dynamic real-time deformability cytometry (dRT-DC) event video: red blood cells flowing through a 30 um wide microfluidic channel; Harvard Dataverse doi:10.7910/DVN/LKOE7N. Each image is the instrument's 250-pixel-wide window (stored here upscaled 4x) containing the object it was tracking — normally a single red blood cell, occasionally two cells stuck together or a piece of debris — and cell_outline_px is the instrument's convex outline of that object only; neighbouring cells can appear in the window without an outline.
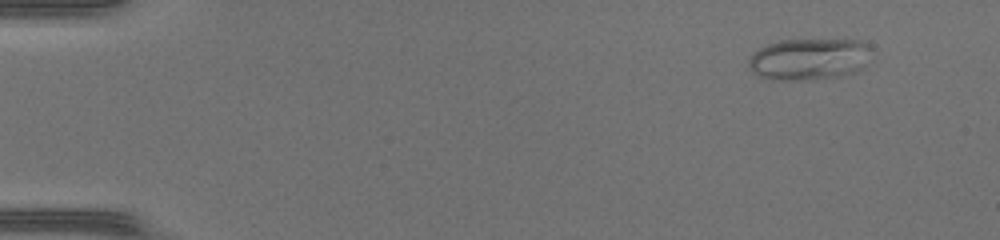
{"species": "common noctule bat (a hibernating species)", "species_latin": "Nyctalus noctula", "temperature_condition": "warm", "stored_images_in_passage": 8, "camera_frame_rate_fps": 3000, "um_per_image_px": 0.085, "animal": {"sex": "female", "body_mass_g": 17.0, "forearm_length_mm": 48.0}, "frame": {"image": 1, "passage_image": 1, "time_ms": 0.0, "image_size_px": [1000, 240], "cell_outline_px": [[872, 48], [860, 68], [856, 72], [844, 76], [812, 80], [768, 80], [752, 72], [748, 68], [748, 60], [760, 48], [768, 44], [780, 40], [860, 40], [868, 44]], "centroid_in_image_um": [68.74, 5.04], "position_along_channel_um": 16.3, "area_um2": 29.88}}